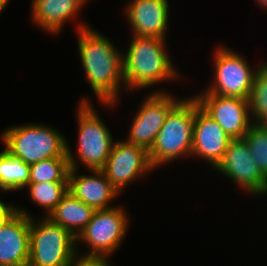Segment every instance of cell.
Wrapping results in <instances>:
<instances>
[{
  "label": "cell",
  "instance_id": "14",
  "mask_svg": "<svg viewBox=\"0 0 267 266\" xmlns=\"http://www.w3.org/2000/svg\"><path fill=\"white\" fill-rule=\"evenodd\" d=\"M124 9L132 35L152 38L168 36V0H129Z\"/></svg>",
  "mask_w": 267,
  "mask_h": 266
},
{
  "label": "cell",
  "instance_id": "13",
  "mask_svg": "<svg viewBox=\"0 0 267 266\" xmlns=\"http://www.w3.org/2000/svg\"><path fill=\"white\" fill-rule=\"evenodd\" d=\"M22 207L0 224V266H28L30 215Z\"/></svg>",
  "mask_w": 267,
  "mask_h": 266
},
{
  "label": "cell",
  "instance_id": "20",
  "mask_svg": "<svg viewBox=\"0 0 267 266\" xmlns=\"http://www.w3.org/2000/svg\"><path fill=\"white\" fill-rule=\"evenodd\" d=\"M29 192V199L43 208L45 217H48L51 212L56 208L57 204L69 192L68 182H41V183H28L25 187Z\"/></svg>",
  "mask_w": 267,
  "mask_h": 266
},
{
  "label": "cell",
  "instance_id": "8",
  "mask_svg": "<svg viewBox=\"0 0 267 266\" xmlns=\"http://www.w3.org/2000/svg\"><path fill=\"white\" fill-rule=\"evenodd\" d=\"M130 214L122 206L110 209L95 210L91 221L76 238V249L79 244L87 246L85 254H114L125 239L131 220Z\"/></svg>",
  "mask_w": 267,
  "mask_h": 266
},
{
  "label": "cell",
  "instance_id": "4",
  "mask_svg": "<svg viewBox=\"0 0 267 266\" xmlns=\"http://www.w3.org/2000/svg\"><path fill=\"white\" fill-rule=\"evenodd\" d=\"M5 150L28 165L54 157H67V139L45 123L9 126L0 136Z\"/></svg>",
  "mask_w": 267,
  "mask_h": 266
},
{
  "label": "cell",
  "instance_id": "19",
  "mask_svg": "<svg viewBox=\"0 0 267 266\" xmlns=\"http://www.w3.org/2000/svg\"><path fill=\"white\" fill-rule=\"evenodd\" d=\"M30 165L11 156L5 149L0 151V192L25 189L29 183Z\"/></svg>",
  "mask_w": 267,
  "mask_h": 266
},
{
  "label": "cell",
  "instance_id": "16",
  "mask_svg": "<svg viewBox=\"0 0 267 266\" xmlns=\"http://www.w3.org/2000/svg\"><path fill=\"white\" fill-rule=\"evenodd\" d=\"M79 169H70L68 175V191L77 199L93 207L95 210L110 209L121 195L108 181L102 170H89L90 174H79Z\"/></svg>",
  "mask_w": 267,
  "mask_h": 266
},
{
  "label": "cell",
  "instance_id": "9",
  "mask_svg": "<svg viewBox=\"0 0 267 266\" xmlns=\"http://www.w3.org/2000/svg\"><path fill=\"white\" fill-rule=\"evenodd\" d=\"M182 99L175 97L170 91H151L141 101L132 119L127 139L124 140L149 152L168 114Z\"/></svg>",
  "mask_w": 267,
  "mask_h": 266
},
{
  "label": "cell",
  "instance_id": "27",
  "mask_svg": "<svg viewBox=\"0 0 267 266\" xmlns=\"http://www.w3.org/2000/svg\"><path fill=\"white\" fill-rule=\"evenodd\" d=\"M257 1V4H259V6L262 7V9H267V0H255V2ZM267 11V10H265Z\"/></svg>",
  "mask_w": 267,
  "mask_h": 266
},
{
  "label": "cell",
  "instance_id": "23",
  "mask_svg": "<svg viewBox=\"0 0 267 266\" xmlns=\"http://www.w3.org/2000/svg\"><path fill=\"white\" fill-rule=\"evenodd\" d=\"M243 139L249 146L252 159L267 178V124L253 123Z\"/></svg>",
  "mask_w": 267,
  "mask_h": 266
},
{
  "label": "cell",
  "instance_id": "6",
  "mask_svg": "<svg viewBox=\"0 0 267 266\" xmlns=\"http://www.w3.org/2000/svg\"><path fill=\"white\" fill-rule=\"evenodd\" d=\"M76 238L49 217H30L28 266H70L76 252Z\"/></svg>",
  "mask_w": 267,
  "mask_h": 266
},
{
  "label": "cell",
  "instance_id": "26",
  "mask_svg": "<svg viewBox=\"0 0 267 266\" xmlns=\"http://www.w3.org/2000/svg\"><path fill=\"white\" fill-rule=\"evenodd\" d=\"M11 0H0V15L1 12H3L6 8V6L9 4Z\"/></svg>",
  "mask_w": 267,
  "mask_h": 266
},
{
  "label": "cell",
  "instance_id": "21",
  "mask_svg": "<svg viewBox=\"0 0 267 266\" xmlns=\"http://www.w3.org/2000/svg\"><path fill=\"white\" fill-rule=\"evenodd\" d=\"M68 157H54L30 165L29 183L68 182Z\"/></svg>",
  "mask_w": 267,
  "mask_h": 266
},
{
  "label": "cell",
  "instance_id": "15",
  "mask_svg": "<svg viewBox=\"0 0 267 266\" xmlns=\"http://www.w3.org/2000/svg\"><path fill=\"white\" fill-rule=\"evenodd\" d=\"M231 140L219 124L199 107L195 99L191 156L207 161L214 169L223 159Z\"/></svg>",
  "mask_w": 267,
  "mask_h": 266
},
{
  "label": "cell",
  "instance_id": "18",
  "mask_svg": "<svg viewBox=\"0 0 267 266\" xmlns=\"http://www.w3.org/2000/svg\"><path fill=\"white\" fill-rule=\"evenodd\" d=\"M94 212L93 207L68 192L48 217L77 238L91 221Z\"/></svg>",
  "mask_w": 267,
  "mask_h": 266
},
{
  "label": "cell",
  "instance_id": "10",
  "mask_svg": "<svg viewBox=\"0 0 267 266\" xmlns=\"http://www.w3.org/2000/svg\"><path fill=\"white\" fill-rule=\"evenodd\" d=\"M228 180L236 183L240 190L253 196L267 195V178L252 159L249 146L244 139H232L223 159L214 168Z\"/></svg>",
  "mask_w": 267,
  "mask_h": 266
},
{
  "label": "cell",
  "instance_id": "12",
  "mask_svg": "<svg viewBox=\"0 0 267 266\" xmlns=\"http://www.w3.org/2000/svg\"><path fill=\"white\" fill-rule=\"evenodd\" d=\"M193 97L231 139H243L253 124L247 99L216 94H194Z\"/></svg>",
  "mask_w": 267,
  "mask_h": 266
},
{
  "label": "cell",
  "instance_id": "3",
  "mask_svg": "<svg viewBox=\"0 0 267 266\" xmlns=\"http://www.w3.org/2000/svg\"><path fill=\"white\" fill-rule=\"evenodd\" d=\"M97 112L89 98L84 96L80 99L76 112L78 126L76 154L72 152L74 149L67 140L70 169H79V166L83 165L87 171L102 170L106 164L116 140Z\"/></svg>",
  "mask_w": 267,
  "mask_h": 266
},
{
  "label": "cell",
  "instance_id": "7",
  "mask_svg": "<svg viewBox=\"0 0 267 266\" xmlns=\"http://www.w3.org/2000/svg\"><path fill=\"white\" fill-rule=\"evenodd\" d=\"M213 82L204 91L196 94H216L224 97H238L249 100L256 72L261 63L254 68L244 56L229 46H219L213 53Z\"/></svg>",
  "mask_w": 267,
  "mask_h": 266
},
{
  "label": "cell",
  "instance_id": "5",
  "mask_svg": "<svg viewBox=\"0 0 267 266\" xmlns=\"http://www.w3.org/2000/svg\"><path fill=\"white\" fill-rule=\"evenodd\" d=\"M195 116V98L191 95L183 99L170 111L164 125L148 152L153 169L191 157L193 126ZM190 155V156H189Z\"/></svg>",
  "mask_w": 267,
  "mask_h": 266
},
{
  "label": "cell",
  "instance_id": "25",
  "mask_svg": "<svg viewBox=\"0 0 267 266\" xmlns=\"http://www.w3.org/2000/svg\"><path fill=\"white\" fill-rule=\"evenodd\" d=\"M16 211V206L6 203L0 198V224L7 220Z\"/></svg>",
  "mask_w": 267,
  "mask_h": 266
},
{
  "label": "cell",
  "instance_id": "2",
  "mask_svg": "<svg viewBox=\"0 0 267 266\" xmlns=\"http://www.w3.org/2000/svg\"><path fill=\"white\" fill-rule=\"evenodd\" d=\"M131 39L128 49L123 52V76L127 91L150 89L157 83L165 84L182 77L168 55L166 38L131 35Z\"/></svg>",
  "mask_w": 267,
  "mask_h": 266
},
{
  "label": "cell",
  "instance_id": "11",
  "mask_svg": "<svg viewBox=\"0 0 267 266\" xmlns=\"http://www.w3.org/2000/svg\"><path fill=\"white\" fill-rule=\"evenodd\" d=\"M148 152L140 147L128 143L125 140L114 142L110 155L102 171L110 184L120 193L139 177L153 171ZM142 176V177H141Z\"/></svg>",
  "mask_w": 267,
  "mask_h": 266
},
{
  "label": "cell",
  "instance_id": "17",
  "mask_svg": "<svg viewBox=\"0 0 267 266\" xmlns=\"http://www.w3.org/2000/svg\"><path fill=\"white\" fill-rule=\"evenodd\" d=\"M89 0H32L31 20L36 27L55 37L64 29L67 21L77 14Z\"/></svg>",
  "mask_w": 267,
  "mask_h": 266
},
{
  "label": "cell",
  "instance_id": "22",
  "mask_svg": "<svg viewBox=\"0 0 267 266\" xmlns=\"http://www.w3.org/2000/svg\"><path fill=\"white\" fill-rule=\"evenodd\" d=\"M249 102L253 123H267V61L256 72Z\"/></svg>",
  "mask_w": 267,
  "mask_h": 266
},
{
  "label": "cell",
  "instance_id": "24",
  "mask_svg": "<svg viewBox=\"0 0 267 266\" xmlns=\"http://www.w3.org/2000/svg\"><path fill=\"white\" fill-rule=\"evenodd\" d=\"M77 251L70 266H112L107 255L80 254ZM79 253V254H78Z\"/></svg>",
  "mask_w": 267,
  "mask_h": 266
},
{
  "label": "cell",
  "instance_id": "1",
  "mask_svg": "<svg viewBox=\"0 0 267 266\" xmlns=\"http://www.w3.org/2000/svg\"><path fill=\"white\" fill-rule=\"evenodd\" d=\"M77 46L86 79L105 108L115 107L119 94L125 88L123 76V51L103 33L84 23L77 25ZM90 26V27H89Z\"/></svg>",
  "mask_w": 267,
  "mask_h": 266
}]
</instances>
